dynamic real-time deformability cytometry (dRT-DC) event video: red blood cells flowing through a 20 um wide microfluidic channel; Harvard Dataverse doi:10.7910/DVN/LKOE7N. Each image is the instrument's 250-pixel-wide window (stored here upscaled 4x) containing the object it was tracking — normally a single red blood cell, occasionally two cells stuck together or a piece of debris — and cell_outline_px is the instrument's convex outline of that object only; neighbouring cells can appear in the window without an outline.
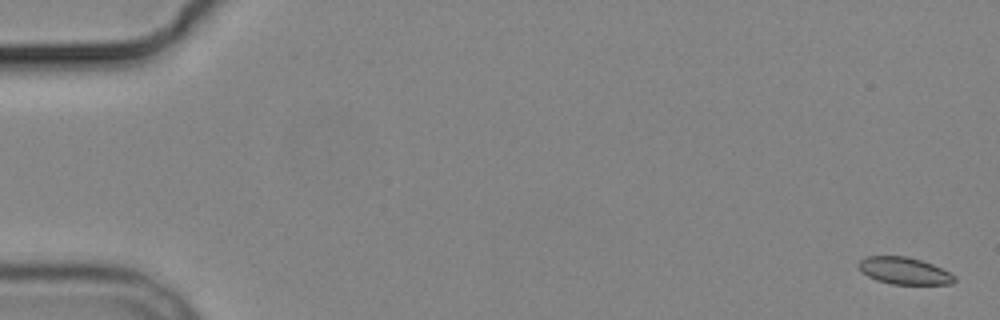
{"species": "common noctule bat (a hibernating species)", "species_latin": "Nyctalus noctula", "temperature_condition": "cold", "stored_images_in_passage": 9, "camera_frame_rate_fps": 3000, "um_per_image_px": 0.085, "animal": {"sex": "male", "body_mass_g": 19.2, "forearm_length_mm": 51.8}, "frame": {"image": 1, "passage_image": 1, "time_ms": 0.0, "image_size_px": [1000, 320], "cell_outline_px": [[956, 280], [952, 284], [892, 284], [876, 280], [860, 272], [860, 260], [864, 256], [908, 256], [932, 264], [956, 276]], "centroid_in_image_um": [76.85, 23.02], "position_along_channel_um": 8.1, "area_um2": 15.03}}
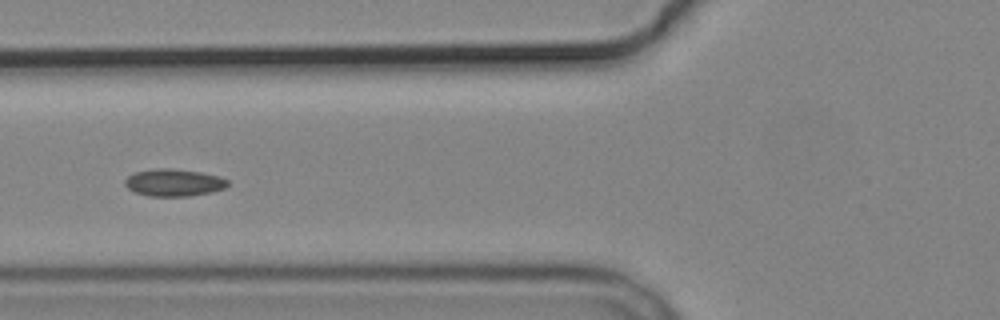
{"frame": {"image": 2, "passage_image": 7, "time_ms": 7.0, "image_size_px": [1000, 320], "cell_outline_px": [[228, 184], [224, 188], [212, 192], [188, 196], [148, 196], [136, 192], [128, 188], [124, 184], [124, 180], [128, 176], [136, 172], [156, 168], [172, 168], [200, 172], [220, 176], [228, 180]], "centroid_in_image_um": [14.78, 15.51], "position_along_channel_um": 111.0, "area_um2": 16.3}}
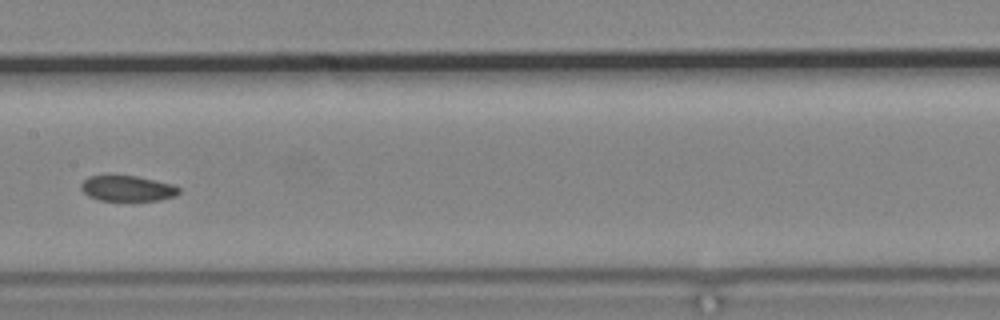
{"frame": {"image": 3, "passage_image": 9, "time_ms": 9.333, "image_size_px": [1000, 320], "cell_outline_px": [[180, 192], [176, 196], [160, 200], [100, 200], [88, 196], [80, 188], [80, 184], [88, 176], [136, 176], [172, 184], [180, 188]], "centroid_in_image_um": [10.83, 16.02], "position_along_channel_um": 196.6, "area_um2": 14.45}}